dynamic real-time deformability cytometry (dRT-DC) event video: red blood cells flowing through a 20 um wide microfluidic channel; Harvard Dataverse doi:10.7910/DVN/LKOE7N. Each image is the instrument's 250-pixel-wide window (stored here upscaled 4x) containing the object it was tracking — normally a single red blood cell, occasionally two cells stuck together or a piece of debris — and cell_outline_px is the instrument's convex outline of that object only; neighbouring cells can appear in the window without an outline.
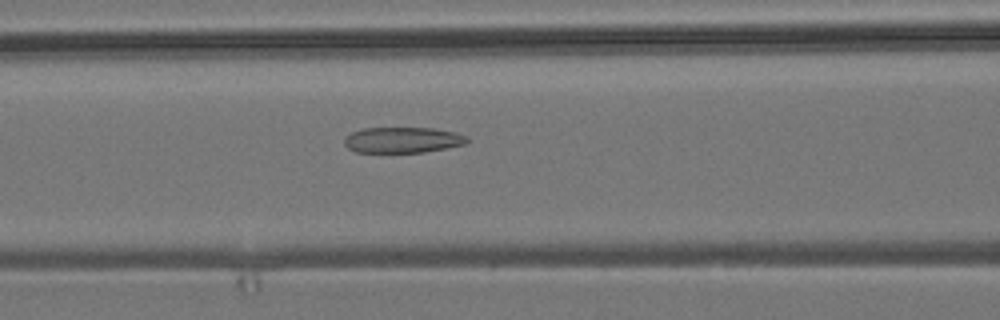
{"species": "common noctule bat (a hibernating species)", "species_latin": "Nyctalus noctula", "temperature_condition": "room temperature", "stored_images_in_passage": 53, "camera_frame_rate_fps": 3000, "um_per_image_px": 0.085, "animal": {"sex": "male", "body_mass_g": 19.2, "forearm_length_mm": 51.8}, "frame": {"image": 1, "passage_image": 22, "time_ms": 7.0, "image_size_px": [1000, 320], "cell_outline_px": [[472, 140], [464, 144], [424, 152], [356, 152], [348, 148], [344, 144], [344, 136], [352, 132], [364, 128], [436, 128], [456, 132], [468, 136]], "centroid_in_image_um": [34.24, 11.89], "position_along_channel_um": 132.4, "area_um2": 18.55}}
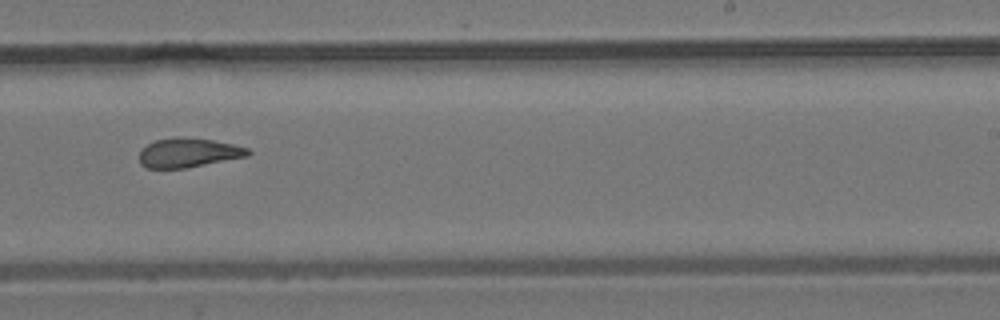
{"frame": {"image": 2, "passage_image": 33, "time_ms": 10.667, "image_size_px": [1000, 320], "cell_outline_px": [[252, 152], [248, 156], [184, 168], [148, 168], [140, 164], [140, 148], [156, 140], [176, 136], [180, 136], [212, 140], [232, 144], [248, 148]], "centroid_in_image_um": [15.99, 12.97], "position_along_channel_um": 273.0, "area_um2": 18.5}}
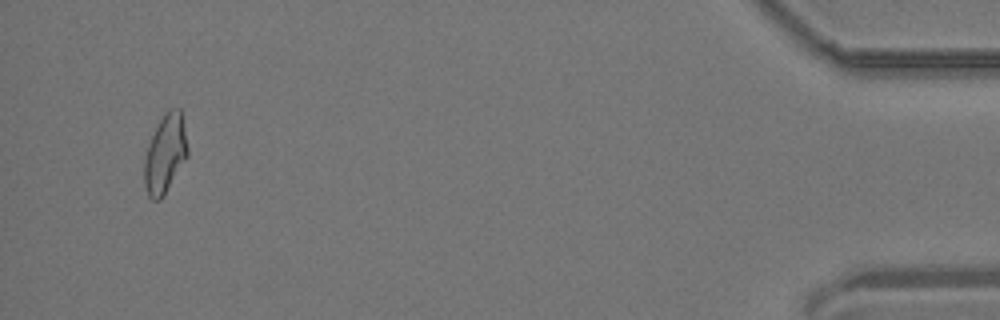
{"frame": {"image": 3, "passage_image": 51, "time_ms": 16.667, "image_size_px": [1000, 320], "cell_outline_px": [[188, 156], [164, 196], [160, 200], [152, 200], [148, 196], [144, 184], [144, 156], [148, 144], [164, 112], [168, 108], [180, 108], [188, 148]], "centroid_in_image_um": [14.03, 13.1], "position_along_channel_um": 421.2, "area_um2": 19.94}, "authors_computed_cell_mechanics": {"area_um2": 19.652, "velocity_mm_per_s": 3.8443, "shape_relaxation_time_tau1_ms": null, "shape_relaxation_time_tau2_ms": 2.3538, "deformation_change_tau1": null, "deformation_change_tau2": 0.1108}}